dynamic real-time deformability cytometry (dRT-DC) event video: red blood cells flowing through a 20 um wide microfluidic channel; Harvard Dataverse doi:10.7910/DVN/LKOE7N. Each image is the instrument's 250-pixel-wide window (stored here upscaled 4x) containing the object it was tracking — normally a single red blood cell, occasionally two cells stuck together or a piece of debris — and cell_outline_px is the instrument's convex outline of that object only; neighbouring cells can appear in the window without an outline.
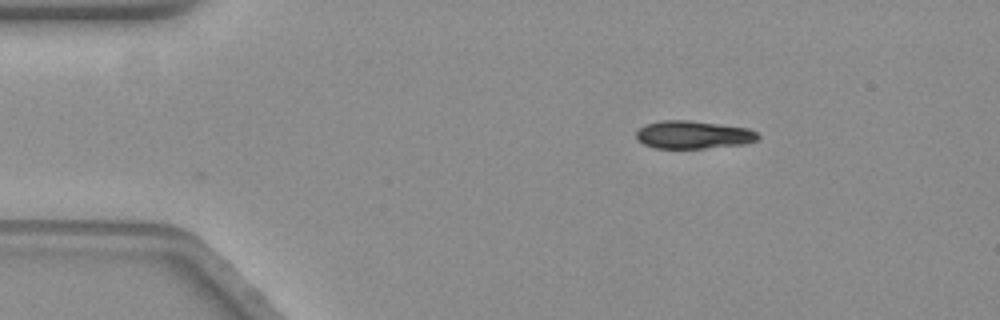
{"species": "common noctule bat (a hibernating species)", "species_latin": "Nyctalus noctula", "temperature_condition": "warm", "stored_images_in_passage": 2, "camera_frame_rate_fps": 3000, "um_per_image_px": 0.085, "animal": {"sex": "female", "body_mass_g": 19.3, "forearm_length_mm": 54.1}, "frame": {"image": 1, "passage_image": 1, "time_ms": 0.0, "image_size_px": [1000, 320], "cell_outline_px": [[760, 136], [756, 140], [744, 144], [704, 148], [656, 148], [644, 144], [636, 140], [636, 132], [644, 124], [664, 120], [688, 120], [748, 128], [756, 132]], "centroid_in_image_um": [58.89, 11.45], "position_along_channel_um": 26.1, "area_um2": 19.71}}